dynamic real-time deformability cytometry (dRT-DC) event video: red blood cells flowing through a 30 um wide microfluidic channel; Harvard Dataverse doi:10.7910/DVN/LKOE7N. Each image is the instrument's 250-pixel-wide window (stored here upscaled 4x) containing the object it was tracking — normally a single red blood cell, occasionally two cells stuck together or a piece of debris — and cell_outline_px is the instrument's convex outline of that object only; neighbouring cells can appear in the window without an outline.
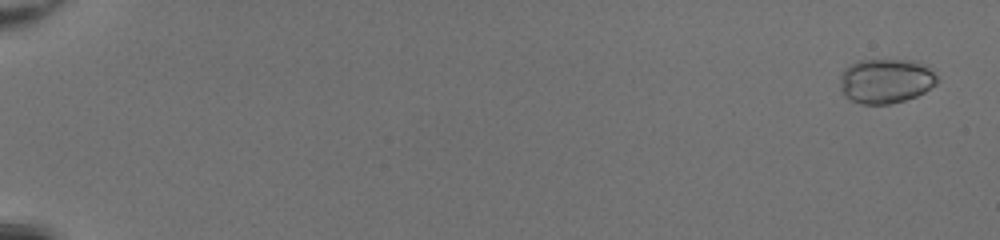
{"species": "common noctule bat (a hibernating species)", "species_latin": "Nyctalus noctula", "temperature_condition": "room temperature", "stored_images_in_passage": 52, "camera_frame_rate_fps": 3000, "um_per_image_px": 0.085, "animal": {"sex": "female", "body_mass_g": 20.0, "forearm_length_mm": 54.0}, "frame": {"image": 1, "passage_image": 3, "time_ms": 0.667, "image_size_px": [1000, 240], "cell_outline_px": [[936, 84], [924, 92], [916, 96], [904, 100], [888, 104], [860, 104], [844, 96], [840, 88], [840, 76], [844, 68], [860, 60], [916, 60], [928, 64], [936, 76]], "centroid_in_image_um": [75.29, 6.87], "position_along_channel_um": 9.7, "area_um2": 25.43}}
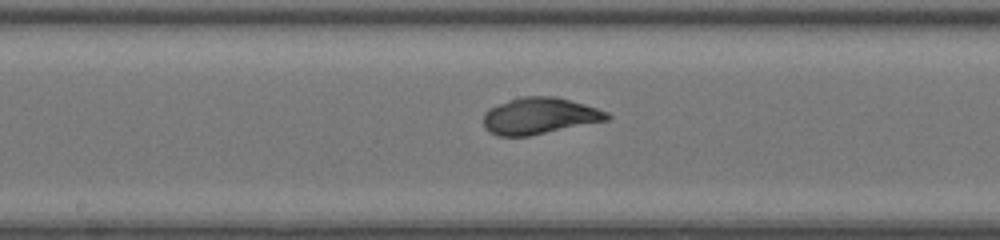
{"frame": {"image": 2, "passage_image": 31, "time_ms": 10.0, "image_size_px": [1000, 240], "cell_outline_px": [[612, 116], [608, 120], [528, 136], [500, 136], [488, 132], [484, 128], [484, 112], [488, 108], [520, 96], [556, 96], [584, 104], [608, 112]], "centroid_in_image_um": [45.84, 9.85], "position_along_channel_um": 202.4, "area_um2": 26.3}}
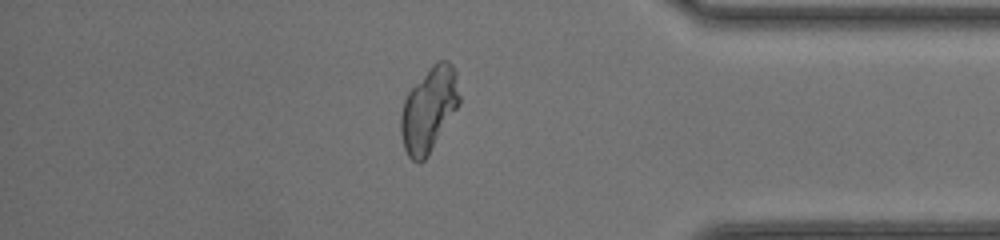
{"frame": {"image": 3, "passage_image": 46, "time_ms": 15.0, "image_size_px": [1000, 240], "cell_outline_px": [[460, 104], [428, 156], [420, 164], [416, 164], [408, 156], [404, 148], [400, 132], [400, 116], [404, 100], [408, 92], [432, 64], [436, 60], [448, 60], [452, 64], [456, 72], [460, 96]], "centroid_in_image_um": [36.46, 9.32], "position_along_channel_um": 398.7, "area_um2": 29.13}, "authors_computed_cell_mechanics": {"area_um2": 26.3857, "velocity_mm_per_s": 4.2817, "shape_relaxation_time_tau1_ms": 4.9902, "shape_relaxation_time_tau2_ms": null, "deformation_change_tau1": 0.095, "deformation_change_tau2": null}}